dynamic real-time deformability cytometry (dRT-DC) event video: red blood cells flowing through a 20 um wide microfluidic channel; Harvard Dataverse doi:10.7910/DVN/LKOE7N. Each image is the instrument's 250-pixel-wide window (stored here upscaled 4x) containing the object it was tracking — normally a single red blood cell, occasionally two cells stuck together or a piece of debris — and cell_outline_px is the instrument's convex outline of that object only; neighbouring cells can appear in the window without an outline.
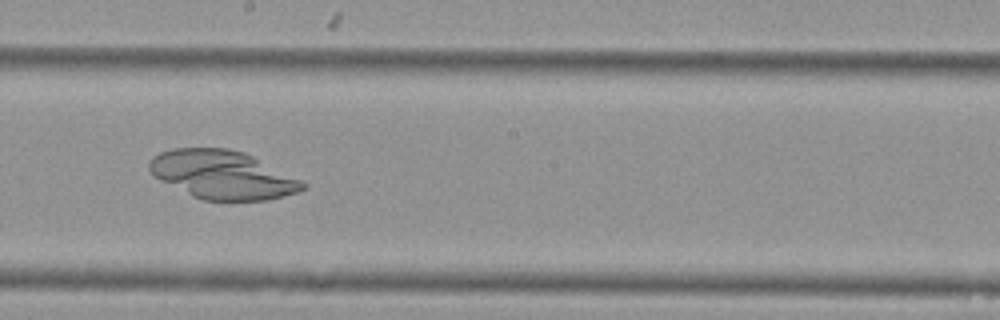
{"species": "Egyptian fruit bat (a non-hibernating species)", "species_latin": "Rousettus aegyptiacus", "temperature_condition": "cold", "stored_images_in_passage": 8, "camera_frame_rate_fps": 3000, "um_per_image_px": 0.085, "animal": {"sex": "female"}, "frame": {"image": 1, "passage_image": 8, "time_ms": 2.333, "image_size_px": [1000, 320], "cell_outline_px": [[308, 184], [300, 192], [268, 200], [204, 200], [192, 196], [152, 176], [148, 168], [148, 164], [152, 156], [160, 152], [172, 148], [228, 148], [244, 152]], "centroid_in_image_um": [18.87, 14.85], "position_along_channel_um": 229.3, "area_um2": 43.12}}